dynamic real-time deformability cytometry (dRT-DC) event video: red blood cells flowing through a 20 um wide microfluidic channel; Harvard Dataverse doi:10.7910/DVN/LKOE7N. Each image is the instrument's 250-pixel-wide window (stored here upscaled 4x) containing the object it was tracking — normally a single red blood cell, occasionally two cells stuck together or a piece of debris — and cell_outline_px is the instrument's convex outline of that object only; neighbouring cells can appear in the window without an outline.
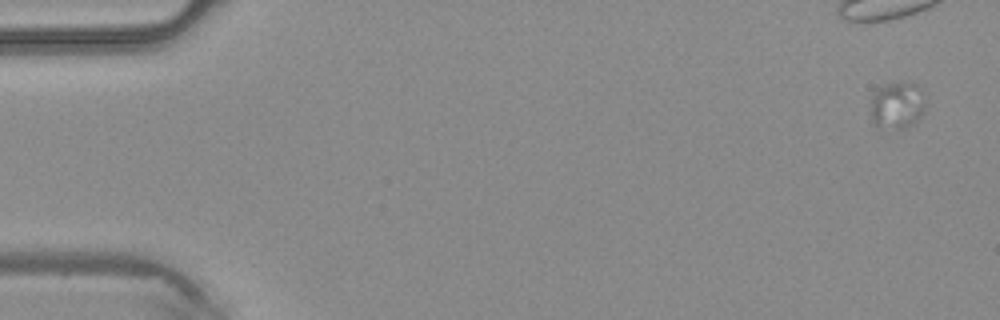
{"species": "common noctule bat (a hibernating species)", "species_latin": "Nyctalus noctula", "temperature_condition": "warm", "stored_images_in_passage": 5, "camera_frame_rate_fps": 3000, "um_per_image_px": 0.085, "animal": {"sex": "male", "body_mass_g": 20.4}, "frame": {"image": 1, "passage_image": 1, "time_ms": 0.0, "image_size_px": [1000, 320], "cell_outline_px": [[924, 112], [912, 124], [904, 128], [876, 128], [872, 124], [872, 92], [876, 88], [884, 84], [916, 84], [920, 88], [924, 96]], "centroid_in_image_um": [76.22, 8.97], "position_along_channel_um": 8.8, "area_um2": 14.91}}